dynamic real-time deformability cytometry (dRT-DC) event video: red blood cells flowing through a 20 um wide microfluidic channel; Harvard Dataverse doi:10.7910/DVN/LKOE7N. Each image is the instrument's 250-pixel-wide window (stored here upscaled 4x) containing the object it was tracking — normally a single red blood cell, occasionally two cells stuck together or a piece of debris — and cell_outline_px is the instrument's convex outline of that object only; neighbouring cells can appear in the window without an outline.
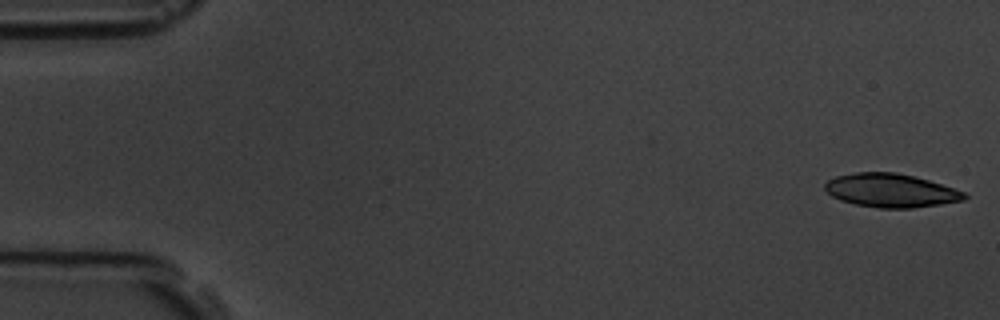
{"species": "common noctule bat (a hibernating species)", "species_latin": "Nyctalus noctula", "temperature_condition": "room temperature", "stored_images_in_passage": 57, "camera_frame_rate_fps": 3000, "um_per_image_px": 0.085, "animal": {"sex": "male", "body_mass_g": 19.5, "forearm_length_mm": 54.6}, "frame": {"image": 1, "passage_image": 1, "time_ms": 0.0, "image_size_px": [1000, 320], "cell_outline_px": [[968, 196], [964, 200], [940, 204], [912, 208], [880, 208], [856, 204], [840, 200], [832, 196], [824, 188], [824, 184], [828, 180], [836, 176], [856, 172], [896, 172], [916, 176], [964, 192]], "centroid_in_image_um": [75.7, 16.18], "position_along_channel_um": 9.3, "area_um2": 27.17}}
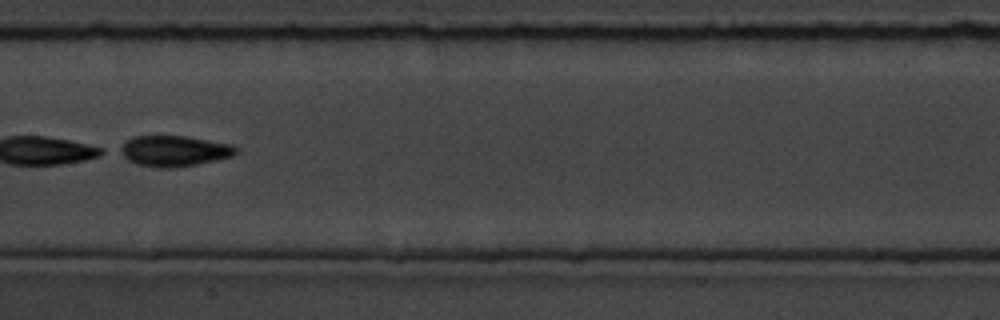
{"frame": {"image": 2, "passage_image": 29, "time_ms": 9.333, "image_size_px": [1000, 320], "cell_outline_px": [[240, 152], [232, 156], [216, 160], [196, 164], [172, 168], [160, 168], [136, 164], [128, 160], [116, 152], [116, 148], [132, 136], [184, 136], [232, 144]], "centroid_in_image_um": [14.74, 12.83], "position_along_channel_um": 192.7, "area_um2": 20.98}}